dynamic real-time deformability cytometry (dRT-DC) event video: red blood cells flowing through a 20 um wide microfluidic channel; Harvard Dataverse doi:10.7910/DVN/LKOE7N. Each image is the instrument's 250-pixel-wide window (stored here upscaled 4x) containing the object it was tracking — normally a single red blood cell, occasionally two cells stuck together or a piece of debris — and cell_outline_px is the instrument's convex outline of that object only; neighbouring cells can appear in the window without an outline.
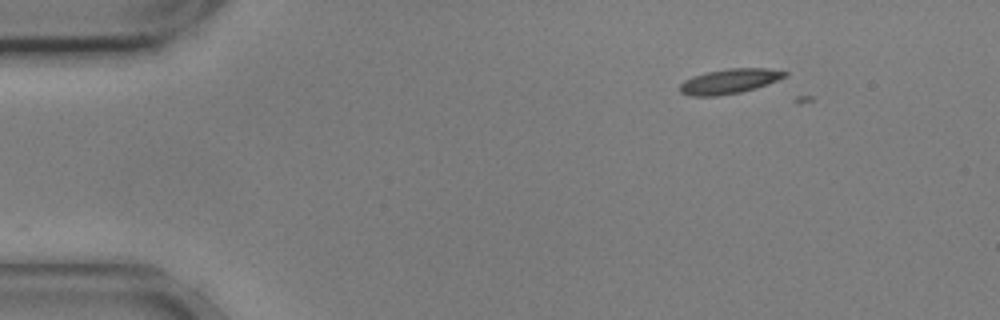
{"species": "common noctule bat (a hibernating species)", "species_latin": "Nyctalus noctula", "temperature_condition": "cold", "stored_images_in_passage": 3, "camera_frame_rate_fps": 3000, "um_per_image_px": 0.085, "animal": {"sex": "male", "body_mass_g": 17.9, "forearm_length_mm": 54.2}, "frame": {"image": 1, "passage_image": 1, "time_ms": 0.0, "image_size_px": [1000, 320], "cell_outline_px": [[788, 76], [768, 84], [756, 88], [740, 92], [716, 96], [688, 96], [680, 92], [680, 84], [684, 80], [692, 76], [708, 72], [728, 68], [768, 68], [788, 72]], "centroid_in_image_um": [62.01, 6.9], "position_along_channel_um": 23.0, "area_um2": 15.26}}